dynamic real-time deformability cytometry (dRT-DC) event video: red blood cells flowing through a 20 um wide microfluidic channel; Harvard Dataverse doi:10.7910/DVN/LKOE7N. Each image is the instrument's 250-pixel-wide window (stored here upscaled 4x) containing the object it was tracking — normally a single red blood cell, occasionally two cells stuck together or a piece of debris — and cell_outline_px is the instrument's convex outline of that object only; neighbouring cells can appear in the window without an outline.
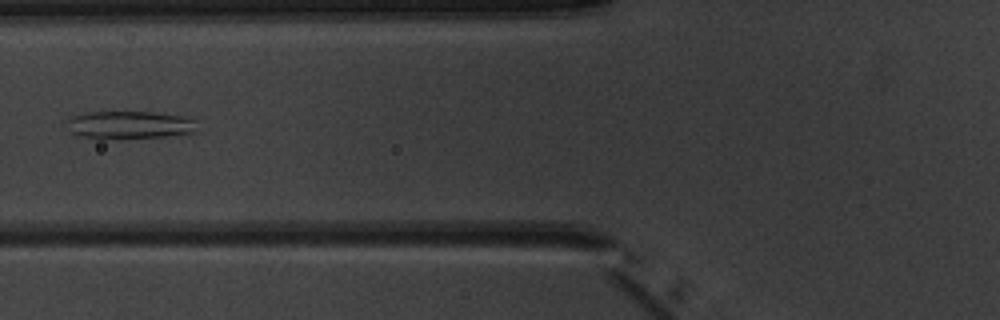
{"species": "common noctule bat (a hibernating species)", "species_latin": "Nyctalus noctula", "temperature_condition": "warm", "stored_images_in_passage": 5, "camera_frame_rate_fps": 3000, "um_per_image_px": 0.085, "animal": {"sex": "male", "body_mass_g": 20.1, "forearm_length_mm": 53.5}, "frame": {"image": 1, "passage_image": 5, "time_ms": 5.667, "image_size_px": [1000, 320], "cell_outline_px": [[200, 132], [164, 136], [104, 140], [76, 136], [68, 132], [64, 120], [72, 116], [84, 112], [152, 112], [184, 116], [196, 120]], "centroid_in_image_um": [10.95, 10.64], "position_along_channel_um": 114.8, "area_um2": 22.02}}